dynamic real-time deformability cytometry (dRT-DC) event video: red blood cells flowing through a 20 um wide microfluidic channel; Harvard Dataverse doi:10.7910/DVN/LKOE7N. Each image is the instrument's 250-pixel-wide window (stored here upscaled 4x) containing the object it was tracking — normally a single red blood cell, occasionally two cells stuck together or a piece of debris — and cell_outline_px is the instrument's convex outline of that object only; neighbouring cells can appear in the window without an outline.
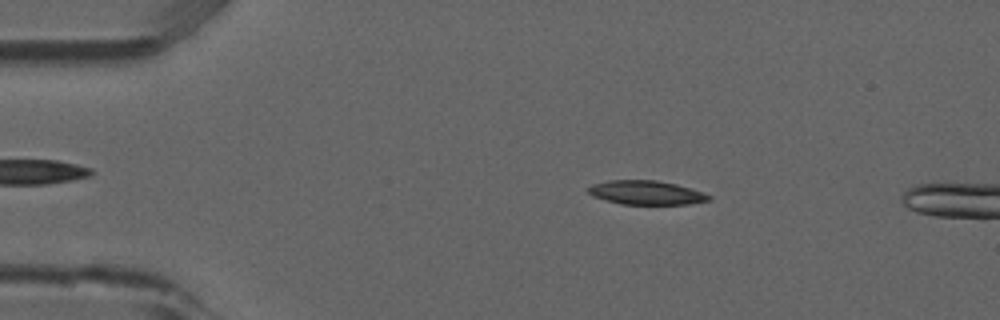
{"species": "common noctule bat (a hibernating species)", "species_latin": "Nyctalus noctula", "temperature_condition": "room temperature", "stored_images_in_passage": 4, "camera_frame_rate_fps": 3000, "um_per_image_px": 0.085, "animal": {"sex": "male", "forearm_length_mm": 52.5}, "frame": {"image": 1, "passage_image": 2, "time_ms": 0.333, "image_size_px": [1000, 320], "cell_outline_px": [[712, 200], [688, 204], [620, 204], [592, 196], [588, 192], [588, 188], [592, 184], [608, 180], [656, 180], [676, 184], [704, 192], [712, 196]], "centroid_in_image_um": [54.95, 16.37], "position_along_channel_um": 30.1, "area_um2": 16.94}}